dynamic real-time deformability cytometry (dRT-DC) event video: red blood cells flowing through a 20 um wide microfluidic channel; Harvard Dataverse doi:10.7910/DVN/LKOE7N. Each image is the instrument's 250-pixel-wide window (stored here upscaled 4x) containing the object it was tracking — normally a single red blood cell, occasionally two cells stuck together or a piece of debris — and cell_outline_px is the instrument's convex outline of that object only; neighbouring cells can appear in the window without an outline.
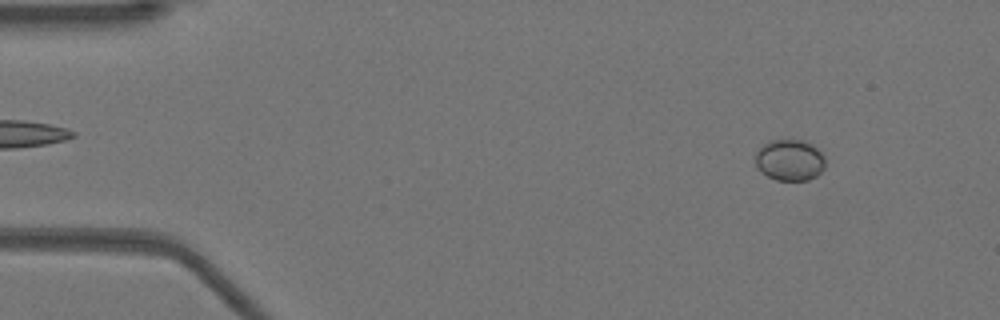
{"species": "Egyptian fruit bat (a non-hibernating species)", "species_latin": "Rousettus aegyptiacus", "temperature_condition": "warm", "stored_images_in_passage": 49, "camera_frame_rate_fps": 3000, "um_per_image_px": 0.085, "animal": {"sex": "female"}, "frame": {"image": 1, "passage_image": 5, "time_ms": 1.333, "image_size_px": [1000, 320], "cell_outline_px": [[824, 168], [816, 176], [808, 180], [776, 180], [768, 176], [756, 164], [756, 152], [768, 140], [804, 140], [816, 148], [824, 156]], "centroid_in_image_um": [67.14, 13.6], "position_along_channel_um": 17.9, "area_um2": 16.53}}
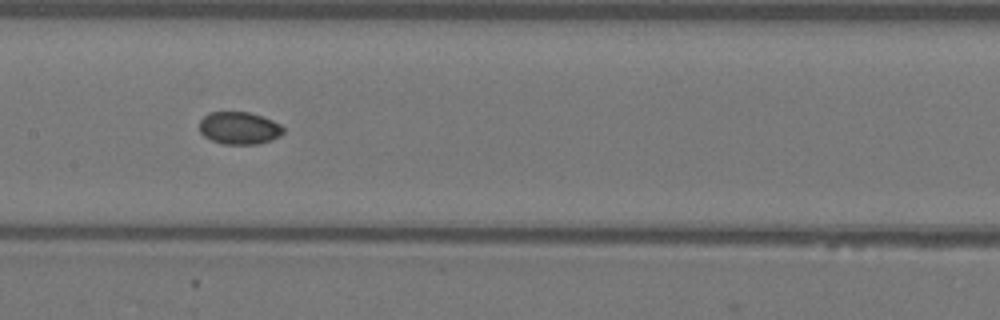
{"frame": {"image": 2, "passage_image": 25, "time_ms": 8.0, "image_size_px": [1000, 320], "cell_outline_px": [[284, 132], [280, 136], [272, 140], [260, 144], [224, 144], [212, 140], [204, 136], [200, 132], [200, 120], [208, 112], [248, 112], [272, 120], [280, 124], [284, 128]], "centroid_in_image_um": [20.34, 10.89], "position_along_channel_um": 187.1, "area_um2": 15.9}}
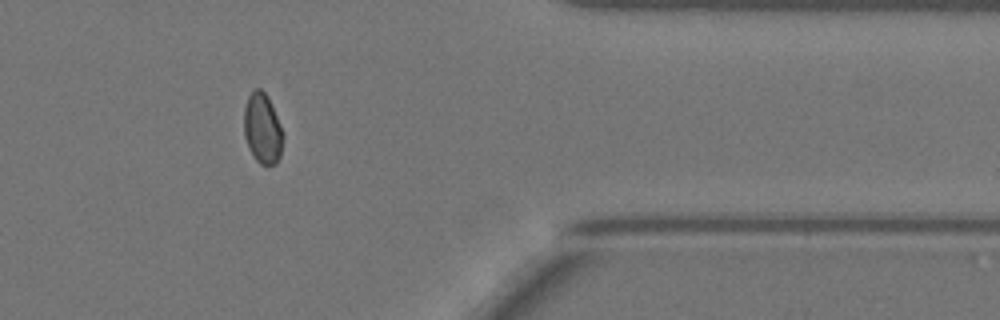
{"frame": {"image": 3, "passage_image": 42, "time_ms": 13.667, "image_size_px": [1000, 320], "cell_outline_px": [[284, 136], [280, 156], [276, 164], [260, 164], [256, 160], [244, 136], [244, 108], [248, 96], [256, 88], [260, 88], [268, 96], [284, 132]], "centroid_in_image_um": [22.33, 10.91], "position_along_channel_um": 389.1, "area_um2": 16.01}, "authors_computed_cell_mechanics": {"area_um2": 15.9528, "velocity_mm_per_s": 3.929, "shape_relaxation_time_tau1_ms": null, "shape_relaxation_time_tau2_ms": 2.1307, "deformation_change_tau1": null, "deformation_change_tau2": 0.0262}}